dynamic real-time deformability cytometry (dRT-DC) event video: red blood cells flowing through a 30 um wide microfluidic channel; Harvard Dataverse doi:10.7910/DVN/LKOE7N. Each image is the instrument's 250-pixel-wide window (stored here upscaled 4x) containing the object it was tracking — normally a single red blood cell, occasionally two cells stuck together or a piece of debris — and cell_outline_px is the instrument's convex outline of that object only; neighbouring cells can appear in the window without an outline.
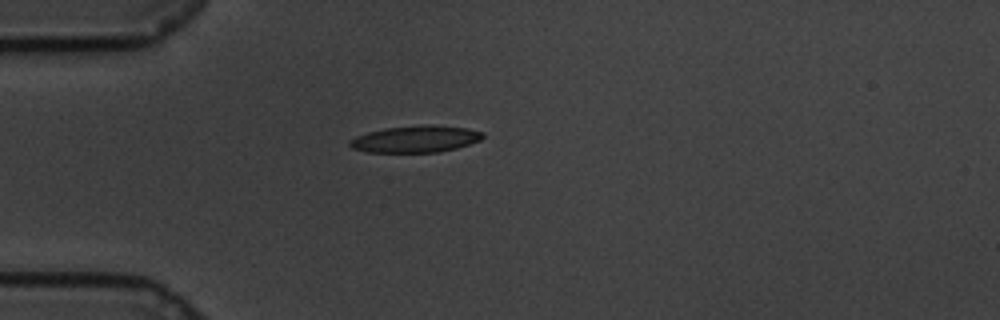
{"species": "common noctule bat (a hibernating species)", "species_latin": "Nyctalus noctula", "temperature_condition": "cold", "stored_images_in_passage": 34, "camera_frame_rate_fps": 3000, "um_per_image_px": 0.085, "animal": {"sex": "male", "body_mass_g": 19.5, "forearm_length_mm": 54.6}, "frame": {"image": 1, "passage_image": 1, "time_ms": 0.0, "image_size_px": [1000, 320], "cell_outline_px": [[484, 136], [480, 140], [456, 148], [440, 152], [368, 152], [352, 148], [348, 144], [348, 140], [356, 136], [368, 132], [384, 128], [432, 124], [468, 128], [484, 132]], "centroid_in_image_um": [35.32, 11.81], "position_along_channel_um": 49.7, "area_um2": 20.81}}
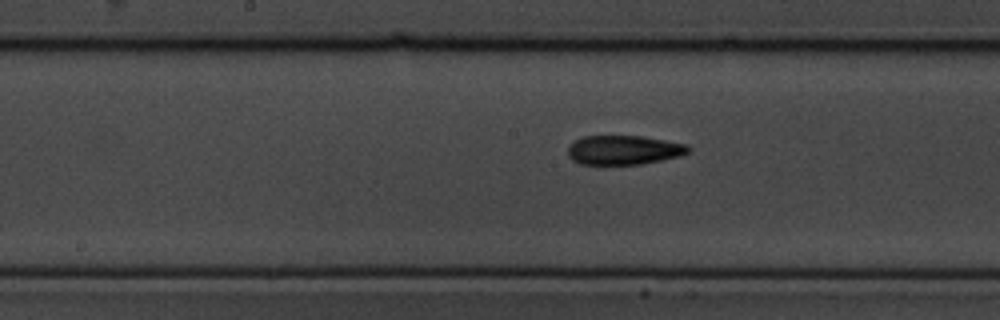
{"frame": {"image": 2, "passage_image": 15, "time_ms": 4.667, "image_size_px": [1000, 320], "cell_outline_px": [[692, 148], [688, 152], [680, 156], [640, 164], [580, 164], [572, 160], [568, 156], [568, 144], [584, 136], [640, 136], [688, 144]], "centroid_in_image_um": [53.01, 12.75], "position_along_channel_um": 195.2, "area_um2": 20.52}}
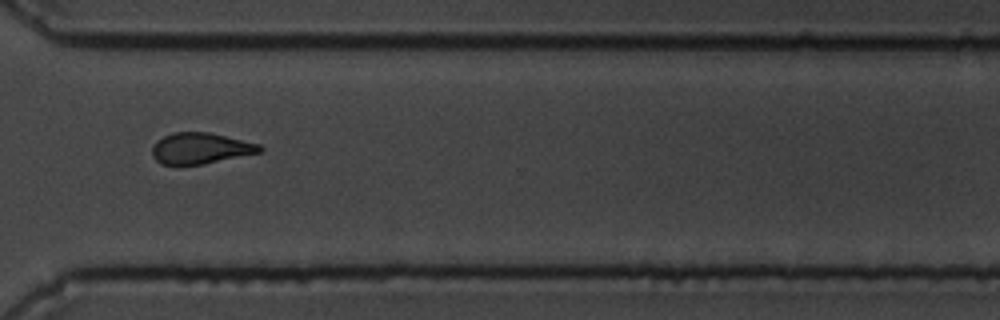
{"frame": {"image": 3, "passage_image": 29, "time_ms": 9.333, "image_size_px": [1000, 320], "cell_outline_px": [[264, 148], [260, 152], [204, 164], [160, 164], [152, 156], [152, 148], [156, 140], [172, 132], [208, 132], [260, 144]], "centroid_in_image_um": [17.02, 12.6], "position_along_channel_um": 353.6, "area_um2": 19.36}}